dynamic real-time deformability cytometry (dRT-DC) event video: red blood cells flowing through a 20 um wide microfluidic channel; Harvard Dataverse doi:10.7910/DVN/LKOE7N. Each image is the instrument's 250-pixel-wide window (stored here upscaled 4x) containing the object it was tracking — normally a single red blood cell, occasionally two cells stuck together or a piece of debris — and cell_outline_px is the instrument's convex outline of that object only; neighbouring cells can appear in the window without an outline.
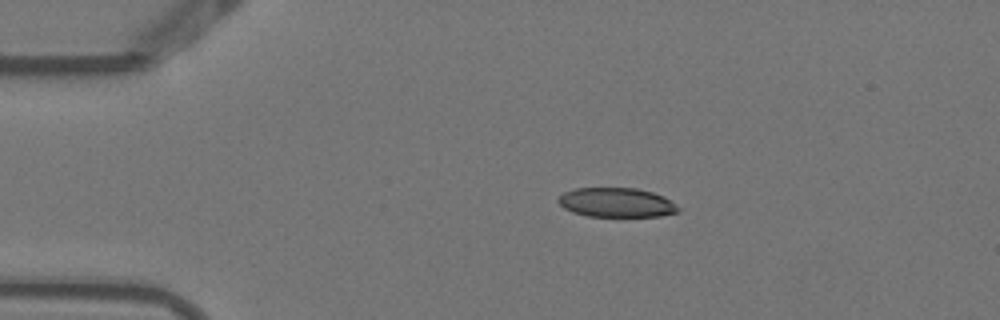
{"species": "Egyptian fruit bat (a non-hibernating species)", "species_latin": "Rousettus aegyptiacus", "temperature_condition": "warm", "stored_images_in_passage": 3, "camera_frame_rate_fps": 3000, "um_per_image_px": 0.085, "animal": {"sex": "female"}, "frame": {"image": 1, "passage_image": 1, "time_ms": 0.0, "image_size_px": [1000, 320], "cell_outline_px": [[680, 212], [660, 216], [588, 216], [572, 212], [564, 208], [556, 200], [564, 192], [576, 188], [636, 188], [652, 192], [664, 196], [676, 204], [680, 208]], "centroid_in_image_um": [52.42, 17.21], "position_along_channel_um": 32.6, "area_um2": 20.58}}
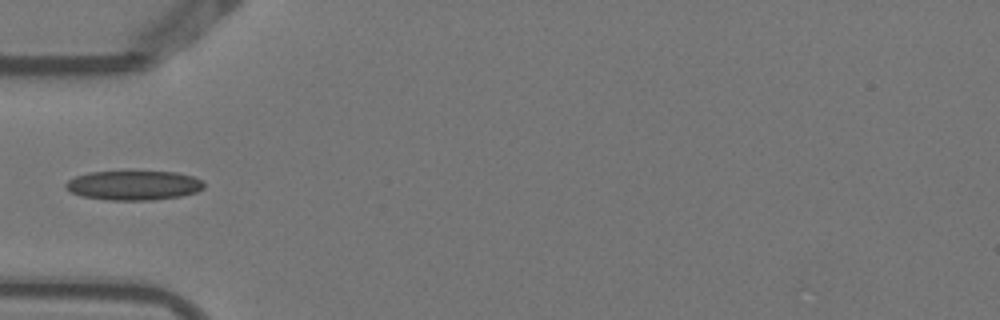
{"frame": {"image": 2, "passage_image": 3, "time_ms": 0.667, "image_size_px": [1000, 320], "cell_outline_px": [[204, 188], [196, 192], [180, 196], [152, 200], [108, 200], [80, 196], [64, 188], [64, 184], [68, 180], [76, 176], [88, 172], [132, 168], [176, 172], [192, 176], [200, 180], [204, 184]], "centroid_in_image_um": [11.32, 15.7], "position_along_channel_um": 73.7, "area_um2": 24.91}}